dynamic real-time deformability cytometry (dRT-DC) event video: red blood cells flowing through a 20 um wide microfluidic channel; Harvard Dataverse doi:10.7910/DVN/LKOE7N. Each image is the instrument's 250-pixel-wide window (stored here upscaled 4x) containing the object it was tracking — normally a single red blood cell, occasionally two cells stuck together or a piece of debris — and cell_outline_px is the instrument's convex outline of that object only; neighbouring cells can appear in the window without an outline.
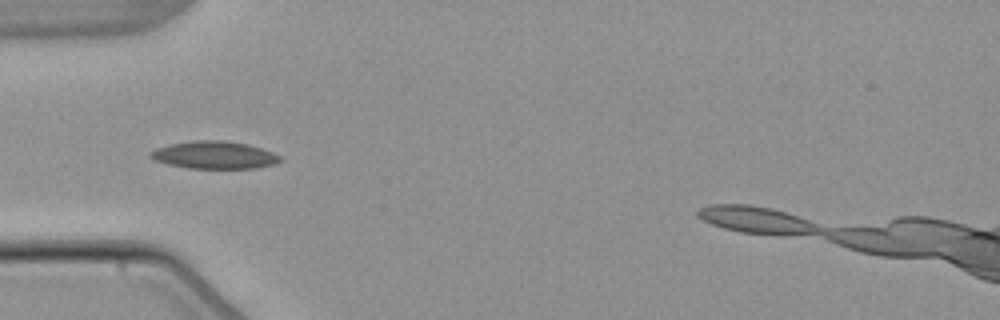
{"species": "common noctule bat (a hibernating species)", "species_latin": "Nyctalus noctula", "temperature_condition": "warm", "stored_images_in_passage": 4, "camera_frame_rate_fps": 3000, "um_per_image_px": 0.085, "animal": {"sex": "male", "body_mass_g": 21.5, "forearm_length_mm": 52.0}, "frame": {"image": 1, "passage_image": 3, "time_ms": 2.667, "image_size_px": [1000, 320], "cell_outline_px": [[284, 160], [272, 164], [256, 168], [188, 168], [168, 164], [156, 160], [148, 156], [148, 152], [156, 148], [172, 144], [196, 140], [224, 140], [248, 144], [272, 152], [280, 156]], "centroid_in_image_um": [18.21, 13.17], "position_along_channel_um": 66.8, "area_um2": 20.69}}